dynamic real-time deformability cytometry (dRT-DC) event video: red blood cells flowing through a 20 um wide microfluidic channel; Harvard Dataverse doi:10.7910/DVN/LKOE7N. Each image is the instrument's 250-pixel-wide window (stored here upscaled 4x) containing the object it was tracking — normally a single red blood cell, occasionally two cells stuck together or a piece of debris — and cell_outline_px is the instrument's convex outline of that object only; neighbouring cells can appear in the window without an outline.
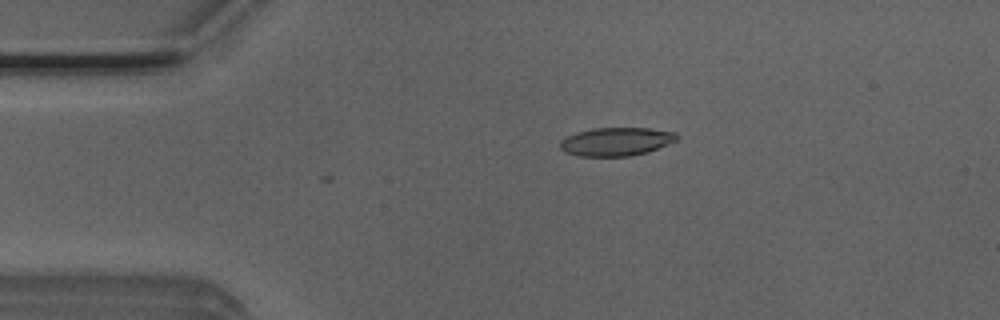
{"species": "Egyptian fruit bat (a non-hibernating species)", "species_latin": "Rousettus aegyptiacus", "temperature_condition": "room temperature", "stored_images_in_passage": 2, "camera_frame_rate_fps": 3000, "um_per_image_px": 0.085, "animal": {"sex": "male"}, "frame": {"image": 1, "passage_image": 2, "time_ms": 0.333, "image_size_px": [1000, 320], "cell_outline_px": [[680, 136], [676, 140], [648, 152], [632, 156], [580, 156], [564, 152], [560, 148], [560, 140], [576, 132], [592, 128], [648, 128], [676, 132]], "centroid_in_image_um": [52.37, 12.03], "position_along_channel_um": 32.6, "area_um2": 19.36}}